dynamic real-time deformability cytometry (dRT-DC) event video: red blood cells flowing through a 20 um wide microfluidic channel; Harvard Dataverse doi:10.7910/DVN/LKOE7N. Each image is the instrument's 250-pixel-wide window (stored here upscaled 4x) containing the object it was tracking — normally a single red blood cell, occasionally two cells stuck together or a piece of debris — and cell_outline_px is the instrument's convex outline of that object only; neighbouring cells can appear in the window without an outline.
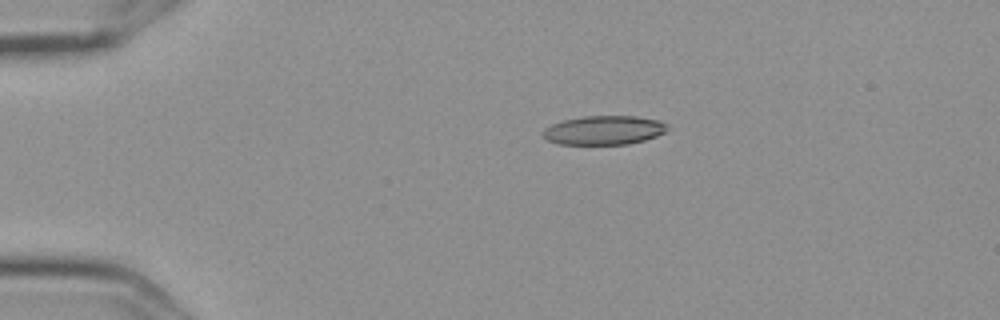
{"species": "Egyptian fruit bat (a non-hibernating species)", "species_latin": "Rousettus aegyptiacus", "temperature_condition": "cold", "stored_images_in_passage": 5, "camera_frame_rate_fps": 3000, "um_per_image_px": 0.085, "frame": {"image": 1, "passage_image": 1, "time_ms": 0.0, "image_size_px": [1000, 320], "cell_outline_px": [[668, 128], [664, 132], [656, 136], [644, 140], [628, 144], [560, 144], [548, 140], [544, 136], [544, 128], [552, 124], [564, 120], [584, 116], [636, 116], [660, 120], [668, 124]], "centroid_in_image_um": [51.37, 11.06], "position_along_channel_um": 33.6, "area_um2": 20.92}}
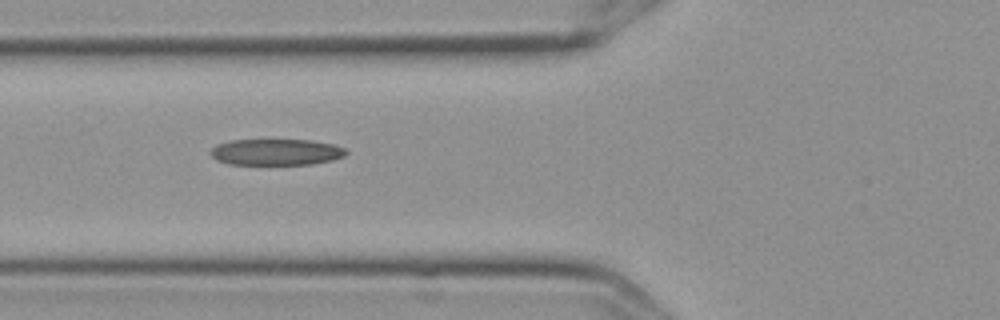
{"frame": {"image": 2, "passage_image": 4, "time_ms": 1.0, "image_size_px": [1000, 320], "cell_outline_px": [[348, 152], [344, 156], [332, 160], [312, 164], [228, 164], [216, 160], [208, 152], [216, 144], [232, 140], [312, 140], [332, 144], [344, 148]], "centroid_in_image_um": [23.45, 12.92], "position_along_channel_um": 102.4, "area_um2": 20.75}}
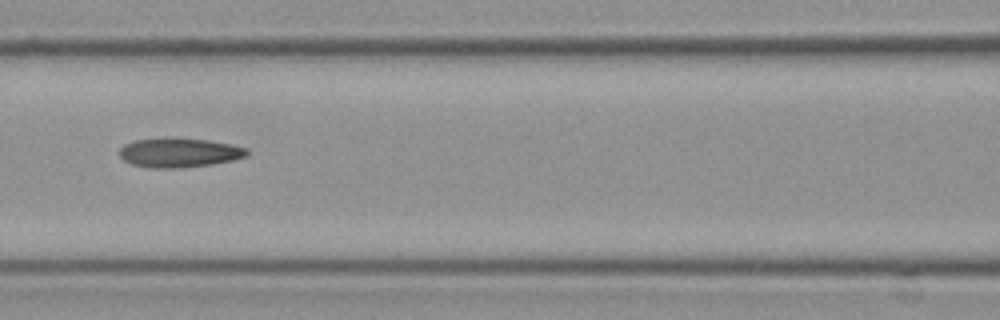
{"frame": {"image": 3, "passage_image": 5, "time_ms": 1.333, "image_size_px": [1000, 320], "cell_outline_px": [[248, 156], [232, 160], [212, 164], [180, 168], [148, 168], [132, 164], [124, 160], [120, 156], [120, 148], [124, 144], [132, 140], [208, 140], [232, 144], [248, 148]], "centroid_in_image_um": [15.26, 13.01], "position_along_channel_um": 151.3, "area_um2": 21.21}}